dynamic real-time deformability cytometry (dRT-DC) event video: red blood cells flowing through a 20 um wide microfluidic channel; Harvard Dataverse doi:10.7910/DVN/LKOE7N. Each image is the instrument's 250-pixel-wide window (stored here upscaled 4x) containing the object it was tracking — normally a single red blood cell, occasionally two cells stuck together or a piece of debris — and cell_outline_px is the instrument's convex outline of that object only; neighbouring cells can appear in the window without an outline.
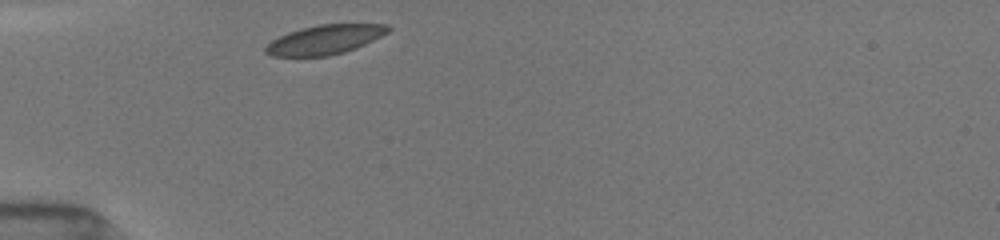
{"species": "common noctule bat (a hibernating species)", "species_latin": "Nyctalus noctula", "temperature_condition": "room temperature", "stored_images_in_passage": 3, "camera_frame_rate_fps": 3000, "um_per_image_px": 0.085, "animal": {"sex": "female", "body_mass_g": 19.5, "forearm_length_mm": 54.1}, "frame": {"image": 1, "passage_image": 1, "time_ms": 0.0, "image_size_px": [1000, 240], "cell_outline_px": [[392, 28], [388, 32], [356, 48], [344, 52], [328, 56], [272, 56], [264, 52], [264, 48], [272, 40], [288, 32], [300, 28], [320, 24], [388, 24]], "centroid_in_image_um": [27.6, 3.36], "position_along_channel_um": 57.4, "area_um2": 20.87}}